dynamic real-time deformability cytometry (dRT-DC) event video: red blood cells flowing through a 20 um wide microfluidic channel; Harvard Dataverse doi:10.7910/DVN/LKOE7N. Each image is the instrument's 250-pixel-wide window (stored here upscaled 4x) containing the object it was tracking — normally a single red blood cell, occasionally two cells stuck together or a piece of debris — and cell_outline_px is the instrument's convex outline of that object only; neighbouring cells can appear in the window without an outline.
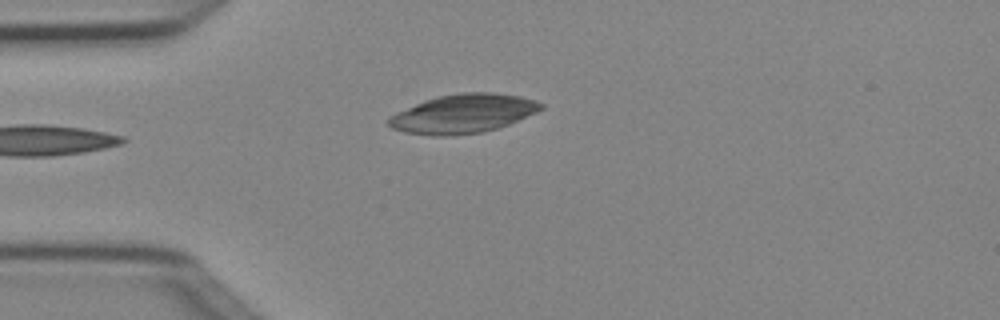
{"species": "Egyptian fruit bat (a non-hibernating species)", "species_latin": "Rousettus aegyptiacus", "temperature_condition": "cold", "stored_images_in_passage": 1, "camera_frame_rate_fps": 3000, "um_per_image_px": 0.085, "animal": {"sex": "female"}, "frame": {"image": 1, "passage_image": 1, "time_ms": 0.0, "image_size_px": [1000, 320], "cell_outline_px": [[544, 108], [536, 112], [508, 124], [484, 132], [452, 136], [432, 136], [404, 132], [392, 128], [388, 124], [388, 116], [396, 112], [424, 100], [436, 96], [460, 92], [492, 92], [520, 96], [536, 100], [544, 104]], "centroid_in_image_um": [39.34, 9.66], "position_along_channel_um": 45.7, "area_um2": 34.74}}